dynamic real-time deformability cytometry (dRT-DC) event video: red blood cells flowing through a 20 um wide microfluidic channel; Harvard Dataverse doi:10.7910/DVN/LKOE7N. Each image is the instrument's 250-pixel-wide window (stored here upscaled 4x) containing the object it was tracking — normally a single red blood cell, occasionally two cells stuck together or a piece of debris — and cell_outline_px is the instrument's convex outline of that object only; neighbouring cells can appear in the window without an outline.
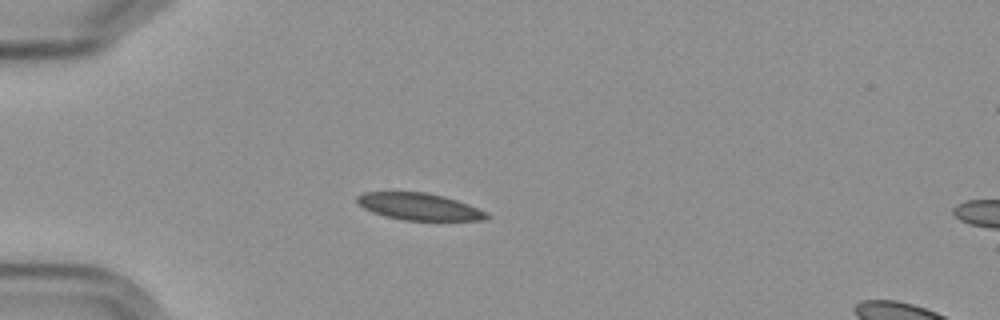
{"species": "Egyptian fruit bat (a non-hibernating species)", "species_latin": "Rousettus aegyptiacus", "temperature_condition": "cold", "stored_images_in_passage": 5, "camera_frame_rate_fps": 3000, "um_per_image_px": 0.085, "frame": {"image": 1, "passage_image": 4, "time_ms": 3.667, "image_size_px": [1000, 320], "cell_outline_px": [[492, 216], [484, 220], [404, 220], [384, 216], [372, 212], [364, 208], [356, 200], [356, 196], [364, 192], [424, 192], [444, 196], [468, 204], [488, 212]], "centroid_in_image_um": [35.65, 17.56], "position_along_channel_um": 49.4, "area_um2": 20.35}}